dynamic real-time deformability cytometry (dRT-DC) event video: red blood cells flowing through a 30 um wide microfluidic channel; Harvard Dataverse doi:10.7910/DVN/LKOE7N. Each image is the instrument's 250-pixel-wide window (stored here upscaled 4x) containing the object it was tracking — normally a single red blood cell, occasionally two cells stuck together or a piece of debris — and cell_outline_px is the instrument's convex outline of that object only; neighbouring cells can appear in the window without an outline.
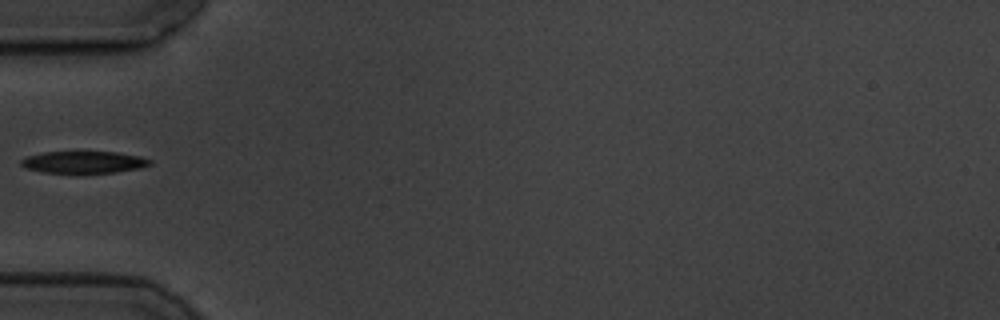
{"species": "common noctule bat (a hibernating species)", "species_latin": "Nyctalus noctula", "temperature_condition": "cold", "stored_images_in_passage": 2, "camera_frame_rate_fps": 3000, "um_per_image_px": 0.085, "animal": {"sex": "male", "body_mass_g": 19.5, "forearm_length_mm": 54.6}, "frame": {"image": 1, "passage_image": 2, "time_ms": 2.0, "image_size_px": [1000, 320], "cell_outline_px": [[152, 164], [140, 168], [116, 172], [44, 172], [24, 168], [20, 164], [20, 160], [28, 156], [44, 152], [116, 152], [140, 156], [152, 160]], "centroid_in_image_um": [7.13, 13.77], "position_along_channel_um": 77.9, "area_um2": 16.3}}